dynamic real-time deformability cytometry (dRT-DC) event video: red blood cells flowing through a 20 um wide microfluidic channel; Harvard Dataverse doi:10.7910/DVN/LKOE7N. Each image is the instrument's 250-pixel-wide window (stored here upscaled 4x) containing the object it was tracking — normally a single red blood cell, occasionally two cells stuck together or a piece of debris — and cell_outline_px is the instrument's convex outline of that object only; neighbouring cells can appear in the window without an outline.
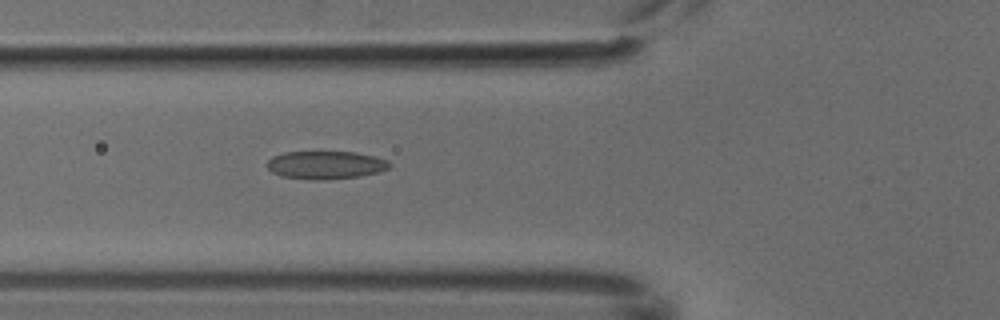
{"species": "common noctule bat (a hibernating species)", "species_latin": "Nyctalus noctula", "temperature_condition": "cold", "stored_images_in_passage": 5, "camera_frame_rate_fps": 3000, "um_per_image_px": 0.085, "animal": {"sex": "male", "body_mass_g": 18.8}, "frame": {"image": 1, "passage_image": 5, "time_ms": 1.333, "image_size_px": [1000, 320], "cell_outline_px": [[392, 164], [388, 168], [380, 172], [360, 176], [324, 180], [312, 180], [280, 176], [272, 172], [268, 168], [268, 160], [272, 156], [284, 152], [356, 152], [376, 156], [388, 160]], "centroid_in_image_um": [27.7, 14.02], "position_along_channel_um": 98.1, "area_um2": 20.17}}